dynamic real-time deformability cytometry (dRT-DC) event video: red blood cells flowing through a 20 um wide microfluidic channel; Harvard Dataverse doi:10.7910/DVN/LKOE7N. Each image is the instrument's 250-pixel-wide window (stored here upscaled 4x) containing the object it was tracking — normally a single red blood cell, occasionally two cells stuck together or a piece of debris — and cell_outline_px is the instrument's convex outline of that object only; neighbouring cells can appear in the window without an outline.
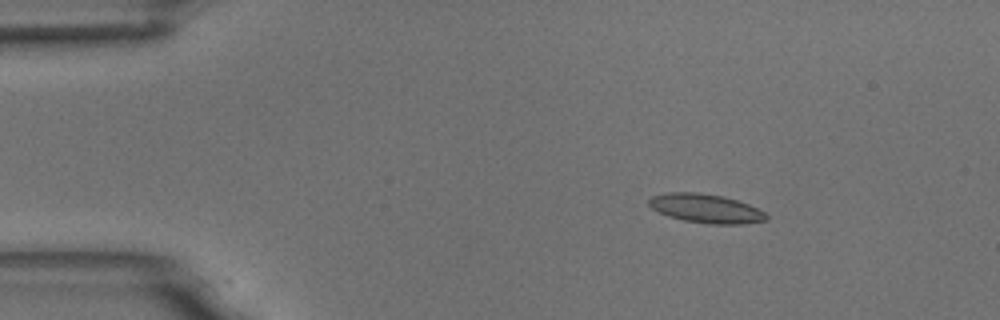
{"species": "common noctule bat (a hibernating species)", "species_latin": "Nyctalus noctula", "temperature_condition": "room temperature", "stored_images_in_passage": 4, "camera_frame_rate_fps": 3000, "um_per_image_px": 0.085, "animal": {"sex": "male", "body_mass_g": 18.8}, "frame": {"image": 1, "passage_image": 2, "time_ms": 2.0, "image_size_px": [1000, 320], "cell_outline_px": [[768, 216], [764, 220], [740, 224], [712, 224], [684, 220], [668, 216], [652, 208], [648, 204], [648, 200], [652, 196], [668, 192], [696, 192], [720, 196], [736, 200], [748, 204], [764, 212]], "centroid_in_image_um": [59.96, 17.71], "position_along_channel_um": 25.0, "area_um2": 19.42}}